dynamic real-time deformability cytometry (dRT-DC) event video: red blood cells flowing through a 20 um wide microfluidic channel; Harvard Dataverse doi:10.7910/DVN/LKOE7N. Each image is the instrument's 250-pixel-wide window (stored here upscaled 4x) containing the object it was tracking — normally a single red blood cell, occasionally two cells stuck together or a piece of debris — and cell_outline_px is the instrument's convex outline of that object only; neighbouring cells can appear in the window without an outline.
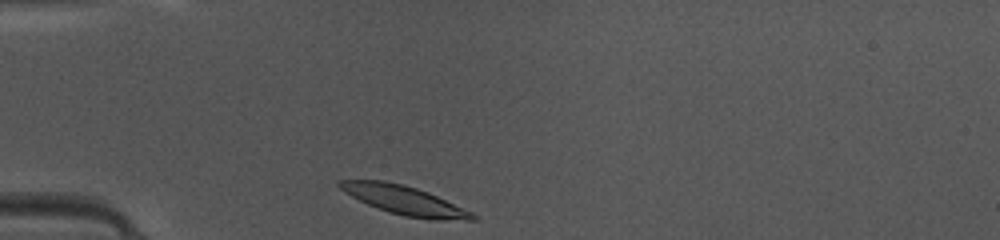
{"species": "common noctule bat (a hibernating species)", "species_latin": "Nyctalus noctula", "temperature_condition": "warm", "stored_images_in_passage": 36, "camera_frame_rate_fps": 3000, "um_per_image_px": 0.085, "animal": {"sex": "female", "body_mass_g": 10.0, "forearm_length_mm": 53.1}, "frame": {"image": 1, "passage_image": 1, "time_ms": 0.0, "image_size_px": [1000, 240], "cell_outline_px": [[480, 216], [476, 220], [432, 220], [404, 216], [388, 212], [368, 204], [344, 192], [336, 184], [340, 180], [384, 180], [404, 184], [428, 192], [472, 212]], "centroid_in_image_um": [34.41, 17.03], "position_along_channel_um": 50.6, "area_um2": 22.37}}
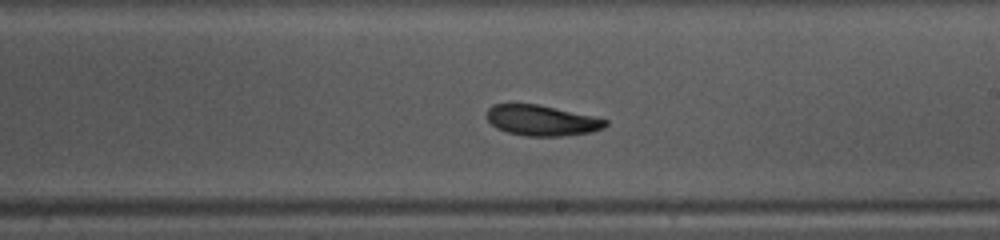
{"frame": {"image": 2, "passage_image": 16, "time_ms": 5.0, "image_size_px": [1000, 240], "cell_outline_px": [[608, 124], [604, 128], [592, 132], [560, 136], [524, 136], [508, 132], [496, 128], [484, 116], [488, 108], [492, 104], [536, 104], [592, 116], [608, 120]], "centroid_in_image_um": [46.01, 10.24], "position_along_channel_um": 243.0, "area_um2": 21.1}}
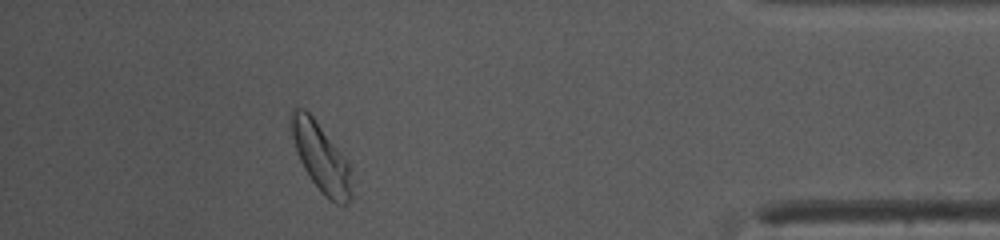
{"frame": {"image": 3, "passage_image": 31, "time_ms": 10.0, "image_size_px": [1000, 240], "cell_outline_px": [[352, 196], [348, 204], [336, 204], [328, 200], [312, 180], [304, 168], [300, 160], [288, 124], [288, 116], [292, 108], [304, 108], [312, 116], [340, 152], [352, 168]], "centroid_in_image_um": [27.28, 13.39], "position_along_channel_um": 407.9, "area_um2": 24.16}, "authors_computed_cell_mechanics": {"area_um2": 22.0218, "velocity_mm_per_s": 4.1344, "shape_relaxation_time_tau1_ms": 5.1143, "shape_relaxation_time_tau2_ms": null, "deformation_change_tau1": 0.1412, "deformation_change_tau2": null}}